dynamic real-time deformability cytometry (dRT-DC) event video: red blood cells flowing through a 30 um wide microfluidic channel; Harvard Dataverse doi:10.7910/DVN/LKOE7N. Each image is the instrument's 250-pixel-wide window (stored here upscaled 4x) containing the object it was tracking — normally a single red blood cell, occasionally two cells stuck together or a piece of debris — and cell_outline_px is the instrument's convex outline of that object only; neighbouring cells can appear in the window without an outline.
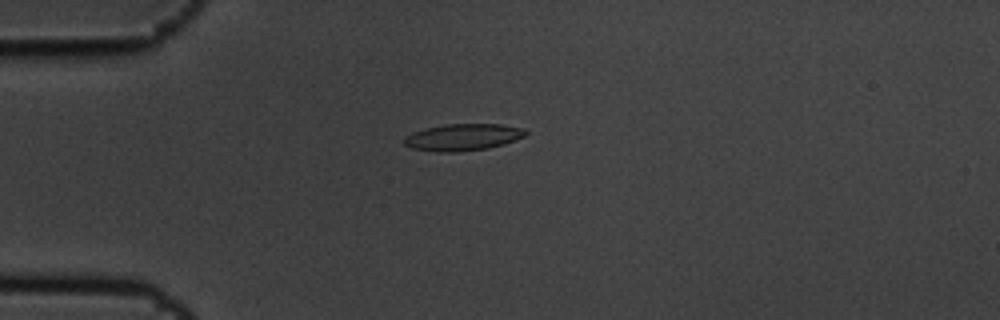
{"species": "common noctule bat (a hibernating species)", "species_latin": "Nyctalus noctula", "temperature_condition": "cold", "stored_images_in_passage": 10, "camera_frame_rate_fps": 3000, "um_per_image_px": 0.085, "animal": {"sex": "male", "body_mass_g": 19.5, "forearm_length_mm": 54.6}, "frame": {"image": 1, "passage_image": 4, "time_ms": 1.0, "image_size_px": [1000, 320], "cell_outline_px": [[528, 132], [524, 136], [504, 144], [488, 148], [456, 152], [440, 152], [412, 148], [404, 144], [404, 136], [412, 132], [424, 128], [444, 124], [500, 124], [524, 128]], "centroid_in_image_um": [39.33, 11.65], "position_along_channel_um": 45.7, "area_um2": 19.02}}
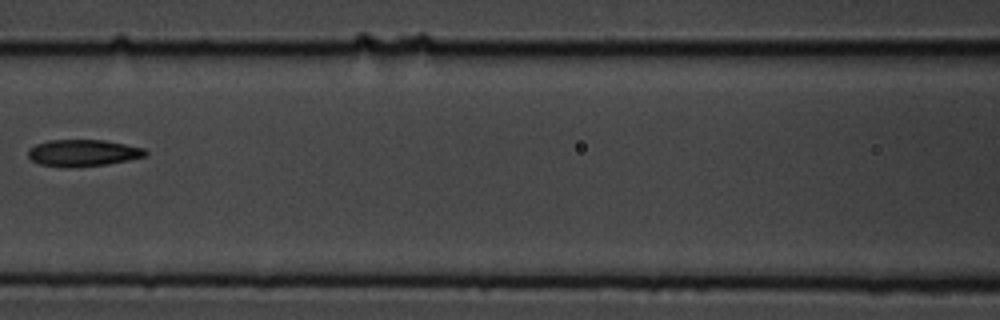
{"frame": {"image": 2, "passage_image": 7, "time_ms": 2.0, "image_size_px": [1000, 320], "cell_outline_px": [[148, 156], [108, 164], [68, 168], [64, 168], [40, 164], [32, 160], [28, 156], [28, 148], [36, 144], [48, 140], [104, 140], [144, 148], [148, 152]], "centroid_in_image_um": [7.05, 13.0], "position_along_channel_um": 159.6, "area_um2": 18.44}}
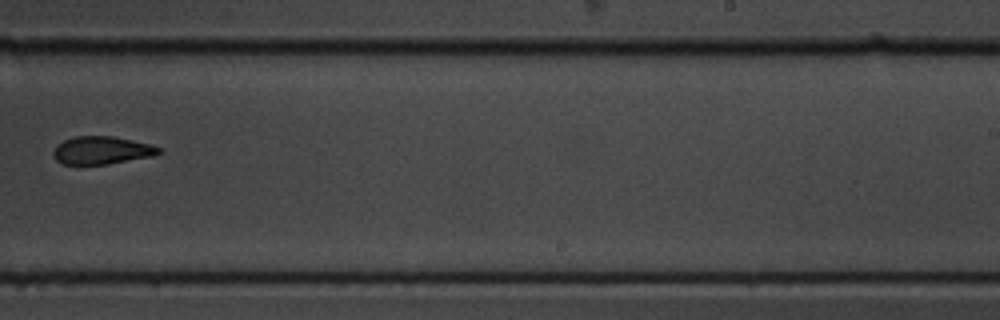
{"frame": {"image": 3, "passage_image": 10, "time_ms": 3.0, "image_size_px": [1000, 320], "cell_outline_px": [[160, 152], [152, 156], [108, 164], [64, 164], [56, 160], [52, 156], [52, 152], [56, 144], [72, 136], [112, 136], [152, 144], [160, 148]], "centroid_in_image_um": [8.6, 12.77], "position_along_channel_um": 280.4, "area_um2": 17.17}}